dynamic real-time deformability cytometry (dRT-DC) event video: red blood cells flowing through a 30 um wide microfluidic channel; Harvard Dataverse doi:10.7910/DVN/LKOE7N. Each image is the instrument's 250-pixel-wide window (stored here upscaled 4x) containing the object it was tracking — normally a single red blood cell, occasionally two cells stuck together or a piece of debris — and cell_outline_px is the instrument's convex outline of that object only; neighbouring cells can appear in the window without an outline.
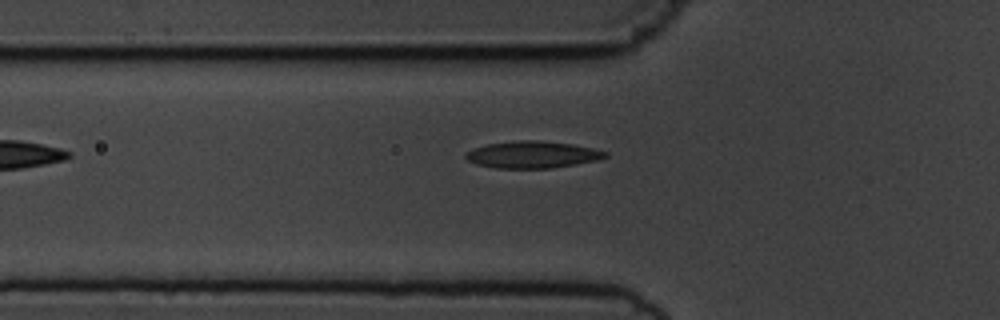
{"species": "common noctule bat (a hibernating species)", "species_latin": "Nyctalus noctula", "temperature_condition": "cold", "stored_images_in_passage": 3, "camera_frame_rate_fps": 3000, "um_per_image_px": 0.085, "animal": {"sex": "male", "body_mass_g": 19.5, "forearm_length_mm": 54.6}, "frame": {"image": 1, "passage_image": 3, "time_ms": 3.0, "image_size_px": [1000, 320], "cell_outline_px": [[608, 156], [600, 160], [552, 168], [496, 168], [476, 164], [468, 160], [464, 156], [468, 152], [476, 148], [488, 144], [516, 140], [540, 140], [572, 144], [592, 148], [608, 152]], "centroid_in_image_um": [45.3, 13.14], "position_along_channel_um": 80.5, "area_um2": 21.85}}